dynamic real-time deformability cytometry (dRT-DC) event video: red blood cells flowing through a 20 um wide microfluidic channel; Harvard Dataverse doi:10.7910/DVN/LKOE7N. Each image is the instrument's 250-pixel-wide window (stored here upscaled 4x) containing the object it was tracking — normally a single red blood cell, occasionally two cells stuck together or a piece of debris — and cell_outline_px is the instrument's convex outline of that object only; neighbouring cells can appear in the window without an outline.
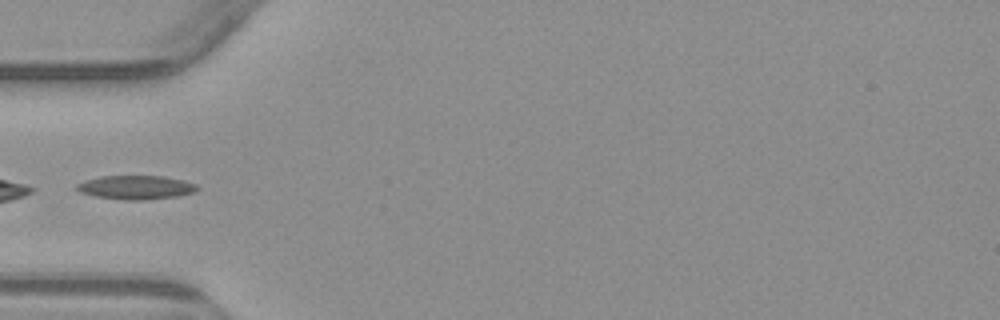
{"species": "common noctule bat (a hibernating species)", "species_latin": "Nyctalus noctula", "temperature_condition": "warm", "stored_images_in_passage": 6, "camera_frame_rate_fps": 3000, "um_per_image_px": 0.085, "animal": {"sex": "male", "body_mass_g": 23.1, "forearm_length_mm": 52.7}, "frame": {"image": 1, "passage_image": 5, "time_ms": 4.667, "image_size_px": [1000, 320], "cell_outline_px": [[200, 188], [196, 192], [176, 196], [144, 200], [124, 200], [96, 196], [80, 192], [76, 188], [76, 184], [84, 180], [100, 176], [164, 176], [184, 180], [196, 184]], "centroid_in_image_um": [11.57, 15.92], "position_along_channel_um": 73.4, "area_um2": 16.82}}
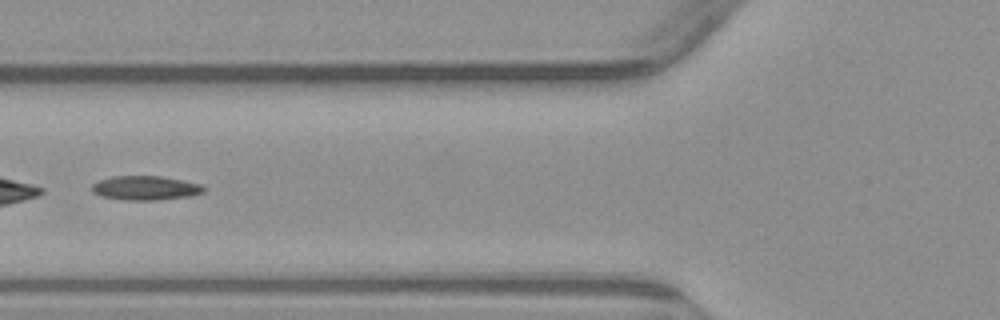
{"frame": {"image": 2, "passage_image": 6, "time_ms": 5.667, "image_size_px": [1000, 320], "cell_outline_px": [[208, 188], [204, 192], [192, 196], [160, 200], [124, 200], [100, 196], [92, 192], [92, 184], [100, 180], [112, 176], [160, 176], [200, 184]], "centroid_in_image_um": [12.38, 15.99], "position_along_channel_um": 113.4, "area_um2": 15.9}}